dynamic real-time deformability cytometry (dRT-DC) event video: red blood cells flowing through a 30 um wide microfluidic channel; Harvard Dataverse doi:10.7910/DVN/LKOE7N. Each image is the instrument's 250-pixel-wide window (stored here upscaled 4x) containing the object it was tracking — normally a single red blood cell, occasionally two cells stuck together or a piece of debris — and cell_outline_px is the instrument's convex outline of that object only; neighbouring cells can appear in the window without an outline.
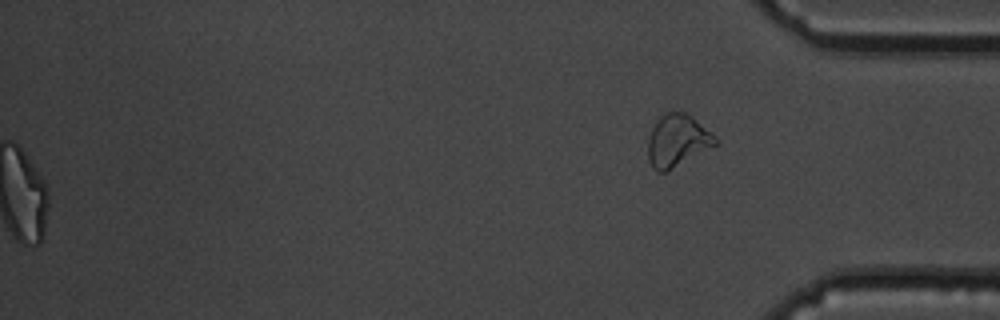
{"species": "common noctule bat (a hibernating species)", "species_latin": "Nyctalus noctula", "temperature_condition": "cold", "stored_images_in_passage": 43, "segment_of_instrument_passage": [2, 2], "camera_frame_rate_fps": 3000, "um_per_image_px": 0.085, "animal": {"sex": "male", "body_mass_g": 19.5, "forearm_length_mm": 54.6}, "frame": {"image": 1, "passage_image": 43, "time_ms": 14.0, "image_size_px": [1000, 320], "cell_outline_px": [[716, 144], [668, 172], [656, 172], [652, 168], [648, 160], [648, 140], [652, 128], [660, 116], [668, 112], [684, 112], [692, 116], [712, 132], [716, 140]], "centroid_in_image_um": [57.55, 11.98], "position_along_channel_um": 377.7, "area_um2": 20.46}}